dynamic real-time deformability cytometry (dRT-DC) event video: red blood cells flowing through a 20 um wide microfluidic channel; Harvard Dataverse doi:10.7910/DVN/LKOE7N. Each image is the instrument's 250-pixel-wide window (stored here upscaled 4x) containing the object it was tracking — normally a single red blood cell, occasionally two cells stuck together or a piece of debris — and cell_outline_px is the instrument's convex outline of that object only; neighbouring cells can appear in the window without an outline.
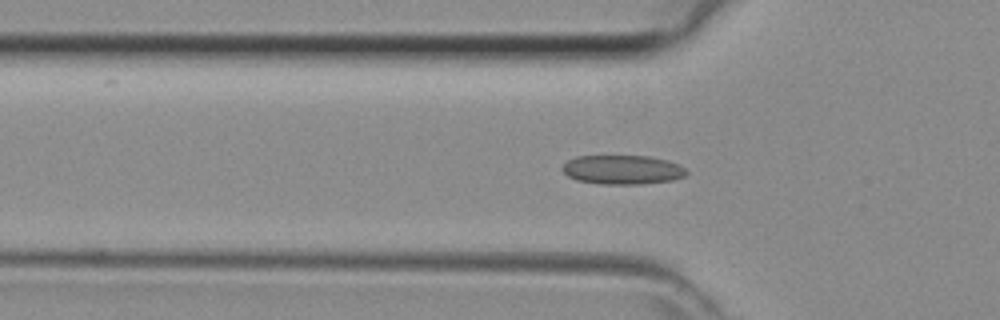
{"species": "common noctule bat (a hibernating species)", "species_latin": "Nyctalus noctula", "temperature_condition": "room temperature", "stored_images_in_passage": 42, "camera_frame_rate_fps": 3000, "um_per_image_px": 0.085, "animal": {"sex": "female", "body_mass_g": 29.2, "forearm_length_mm": 56.3}, "frame": {"image": 1, "passage_image": 11, "time_ms": 3.333, "image_size_px": [1000, 320], "cell_outline_px": [[688, 172], [684, 176], [672, 180], [640, 184], [600, 184], [576, 180], [568, 176], [560, 168], [568, 160], [576, 156], [648, 156], [668, 160], [680, 164]], "centroid_in_image_um": [52.9, 14.42], "position_along_channel_um": 72.9, "area_um2": 21.15}}
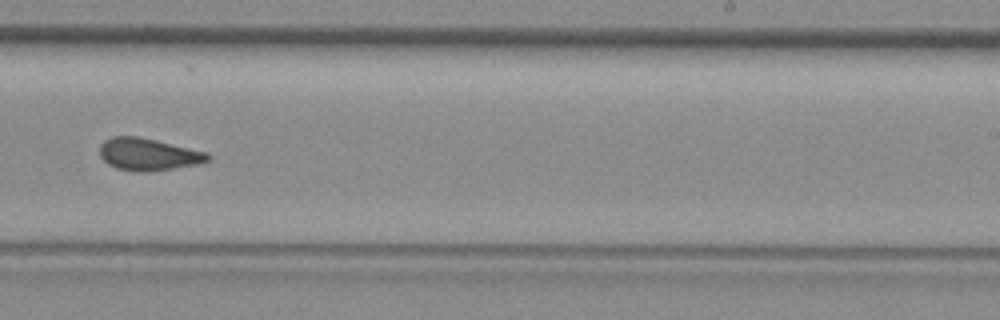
{"frame": {"image": 2, "passage_image": 24, "time_ms": 7.667, "image_size_px": [1000, 320], "cell_outline_px": [[212, 160], [200, 164], [148, 172], [140, 172], [116, 168], [108, 164], [100, 156], [100, 144], [104, 140], [112, 136], [136, 136], [156, 140], [208, 152], [212, 156]], "centroid_in_image_um": [12.64, 13.12], "position_along_channel_um": 276.4, "area_um2": 20.52}}
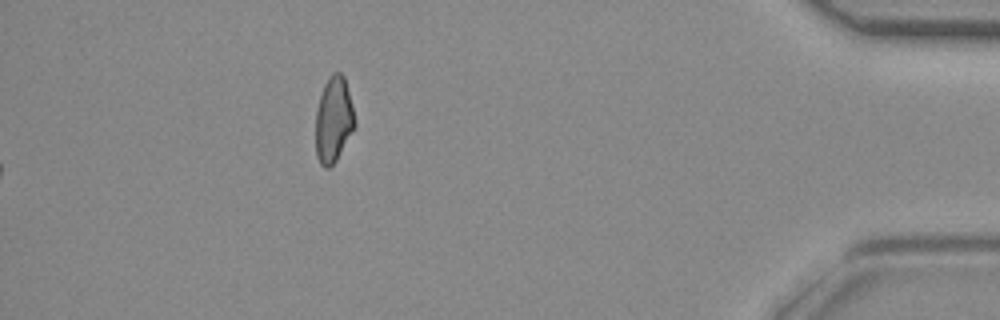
{"frame": {"image": 3, "passage_image": 42, "time_ms": 13.667, "image_size_px": [1000, 320], "cell_outline_px": [[356, 124], [336, 160], [328, 168], [324, 168], [320, 164], [316, 156], [316, 112], [320, 96], [324, 84], [328, 76], [332, 72], [340, 72], [344, 76]], "centroid_in_image_um": [28.33, 10.17], "position_along_channel_um": 406.9, "area_um2": 19.25}}